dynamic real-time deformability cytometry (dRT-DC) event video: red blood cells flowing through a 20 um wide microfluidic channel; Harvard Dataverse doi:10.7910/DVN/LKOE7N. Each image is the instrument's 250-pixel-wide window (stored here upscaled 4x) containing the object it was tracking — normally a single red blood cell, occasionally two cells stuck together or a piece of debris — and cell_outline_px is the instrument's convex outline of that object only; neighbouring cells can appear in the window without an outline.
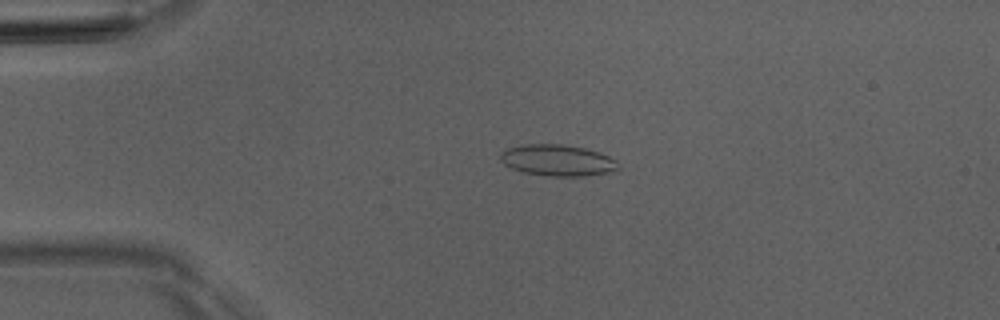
{"species": "Egyptian fruit bat (a non-hibernating species)", "species_latin": "Rousettus aegyptiacus", "temperature_condition": "room temperature", "stored_images_in_passage": 4, "camera_frame_rate_fps": 3000, "um_per_image_px": 0.085, "animal": {"sex": "male"}, "frame": {"image": 1, "passage_image": 4, "time_ms": 3.333, "image_size_px": [1000, 320], "cell_outline_px": [[616, 168], [608, 172], [584, 176], [548, 176], [524, 172], [512, 168], [504, 164], [500, 160], [500, 152], [504, 148], [524, 144], [564, 144], [584, 148], [608, 156], [616, 160]], "centroid_in_image_um": [47.3, 13.61], "position_along_channel_um": 37.7, "area_um2": 21.33}}